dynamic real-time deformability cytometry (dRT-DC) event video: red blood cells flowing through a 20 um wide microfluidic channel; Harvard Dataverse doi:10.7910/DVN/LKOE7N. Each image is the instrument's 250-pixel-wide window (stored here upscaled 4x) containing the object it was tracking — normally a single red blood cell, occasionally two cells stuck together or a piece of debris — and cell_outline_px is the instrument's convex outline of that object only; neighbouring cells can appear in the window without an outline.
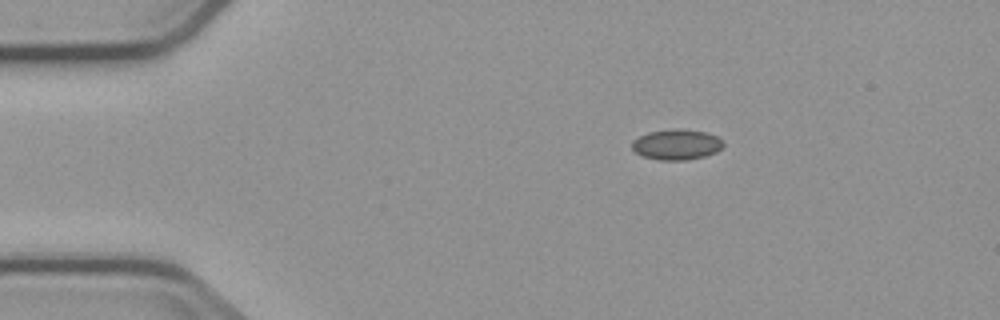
{"species": "common noctule bat (a hibernating species)", "species_latin": "Nyctalus noctula", "temperature_condition": "cold", "stored_images_in_passage": 3, "camera_frame_rate_fps": 3000, "um_per_image_px": 0.085, "animal": {"sex": "male", "body_mass_g": 23.1, "forearm_length_mm": 52.7}, "frame": {"image": 1, "passage_image": 2, "time_ms": 1.0, "image_size_px": [1000, 320], "cell_outline_px": [[724, 144], [716, 152], [704, 156], [684, 160], [660, 160], [644, 156], [636, 152], [632, 148], [632, 140], [648, 132], [676, 128], [680, 128], [704, 132], [716, 136], [724, 140]], "centroid_in_image_um": [57.51, 12.27], "position_along_channel_um": 27.5, "area_um2": 16.13}}
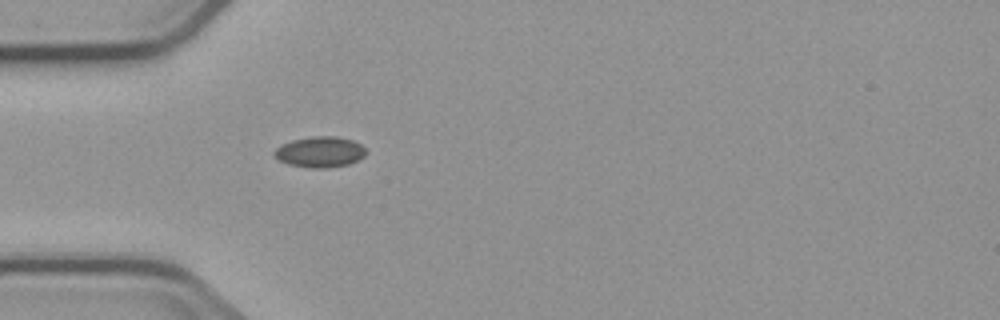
{"frame": {"image": 2, "passage_image": 3, "time_ms": 3.333, "image_size_px": [1000, 320], "cell_outline_px": [[364, 156], [348, 164], [324, 168], [312, 168], [288, 164], [280, 160], [272, 152], [280, 144], [292, 140], [312, 136], [336, 136], [352, 140], [360, 144], [364, 148]], "centroid_in_image_um": [27.16, 12.9], "position_along_channel_um": 57.8, "area_um2": 16.24}}